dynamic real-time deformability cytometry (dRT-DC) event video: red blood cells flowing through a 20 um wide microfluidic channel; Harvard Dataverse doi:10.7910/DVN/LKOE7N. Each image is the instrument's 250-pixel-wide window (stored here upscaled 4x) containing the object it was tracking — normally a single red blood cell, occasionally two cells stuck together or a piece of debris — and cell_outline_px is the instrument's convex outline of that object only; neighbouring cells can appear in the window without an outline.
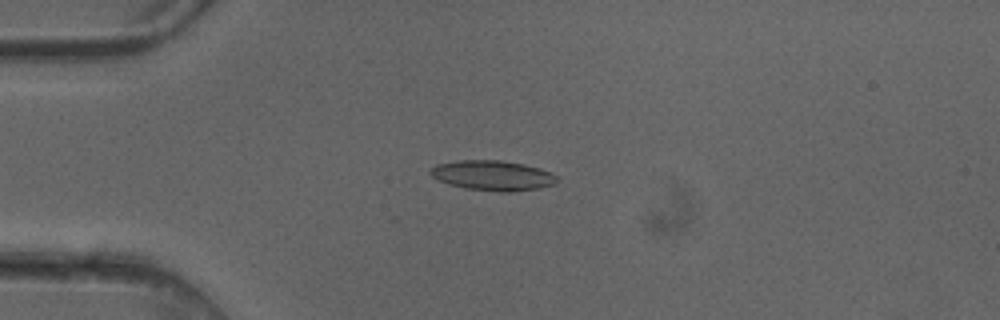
{"species": "common noctule bat (a hibernating species)", "species_latin": "Nyctalus noctula", "temperature_condition": "cold", "stored_images_in_passage": 6, "camera_frame_rate_fps": 3000, "um_per_image_px": 0.085, "animal": {"sex": "female"}, "frame": {"image": 1, "passage_image": 4, "time_ms": 1.0, "image_size_px": [1000, 320], "cell_outline_px": [[556, 184], [540, 188], [512, 192], [500, 192], [464, 188], [448, 184], [432, 176], [428, 172], [436, 164], [456, 160], [500, 160], [524, 164], [540, 168], [552, 172], [556, 176]], "centroid_in_image_um": [41.89, 14.91], "position_along_channel_um": 43.1, "area_um2": 22.31}}
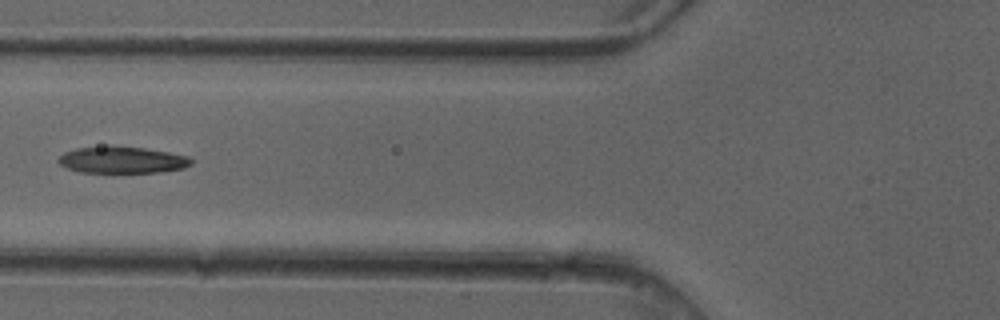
{"frame": {"image": 2, "passage_image": 6, "time_ms": 1.667, "image_size_px": [1000, 320], "cell_outline_px": [[192, 164], [184, 168], [156, 172], [80, 172], [68, 168], [60, 164], [56, 160], [64, 152], [76, 148], [112, 144], [144, 148], [168, 152], [188, 156], [192, 160]], "centroid_in_image_um": [10.35, 13.56], "position_along_channel_um": 115.4, "area_um2": 20.87}}